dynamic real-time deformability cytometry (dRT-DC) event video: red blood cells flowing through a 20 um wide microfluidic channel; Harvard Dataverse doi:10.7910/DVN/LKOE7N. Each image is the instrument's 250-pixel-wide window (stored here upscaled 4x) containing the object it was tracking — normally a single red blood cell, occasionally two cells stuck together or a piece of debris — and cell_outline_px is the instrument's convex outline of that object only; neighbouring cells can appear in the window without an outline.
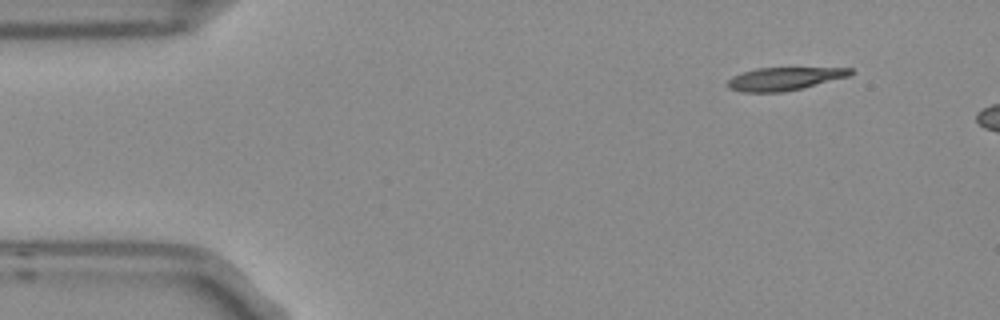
{"species": "Egyptian fruit bat (a non-hibernating species)", "species_latin": "Rousettus aegyptiacus", "temperature_condition": "room temperature", "stored_images_in_passage": 7, "camera_frame_rate_fps": 3000, "um_per_image_px": 0.085, "frame": {"image": 1, "passage_image": 1, "time_ms": 0.0, "image_size_px": [1000, 320], "cell_outline_px": [[852, 72], [848, 76], [784, 92], [744, 92], [728, 88], [724, 84], [732, 76], [756, 68], [852, 68]], "centroid_in_image_um": [66.58, 6.7], "position_along_channel_um": 18.4, "area_um2": 16.18}}
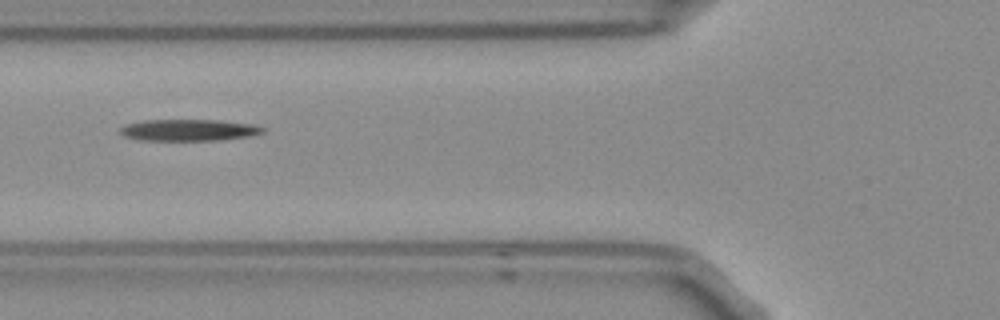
{"frame": {"image": 2, "passage_image": 5, "time_ms": 1.333, "image_size_px": [1000, 320], "cell_outline_px": [[264, 132], [252, 136], [220, 140], [140, 140], [124, 136], [120, 132], [120, 128], [124, 124], [144, 120], [220, 120], [252, 124], [264, 128]], "centroid_in_image_um": [16.04, 11.05], "position_along_channel_um": 109.8, "area_um2": 17.98}}